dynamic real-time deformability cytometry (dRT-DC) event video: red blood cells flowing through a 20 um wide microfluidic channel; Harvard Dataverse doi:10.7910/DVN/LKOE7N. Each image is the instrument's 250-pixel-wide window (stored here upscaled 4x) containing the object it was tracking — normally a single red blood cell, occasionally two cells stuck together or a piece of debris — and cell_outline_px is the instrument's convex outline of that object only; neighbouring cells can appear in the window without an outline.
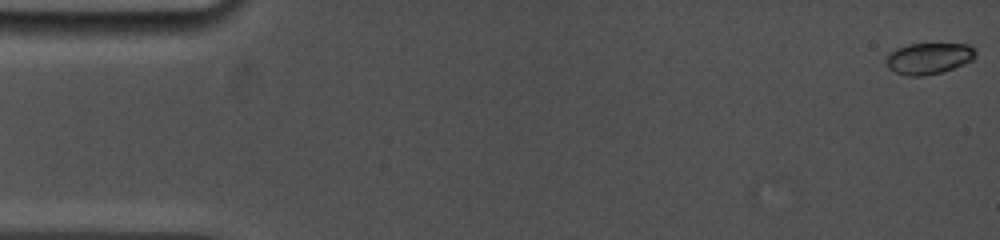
{"species": "common noctule bat (a hibernating species)", "species_latin": "Nyctalus noctula", "temperature_condition": "cold", "stored_images_in_passage": 42, "camera_frame_rate_fps": 5000, "um_per_image_px": 0.085, "animal": {"sex": "female", "body_mass_g": 19.0, "forearm_length_mm": 53.3}, "frame": {"image": 1, "passage_image": 1, "time_ms": 0.0, "image_size_px": [1000, 240], "cell_outline_px": [[976, 56], [972, 60], [964, 64], [940, 72], [924, 76], [908, 76], [896, 72], [888, 68], [884, 60], [888, 52], [896, 48], [908, 44], [968, 44], [976, 52]], "centroid_in_image_um": [78.89, 4.96], "position_along_channel_um": 6.1, "area_um2": 16.36}}
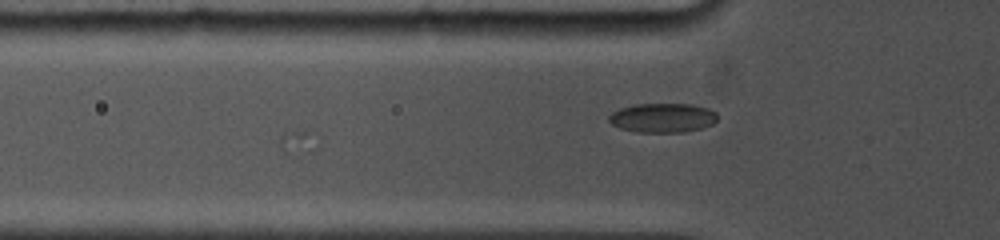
{"frame": {"image": 2, "passage_image": 42, "time_ms": 5.2, "image_size_px": [1000, 240], "cell_outline_px": [[716, 120], [712, 124], [700, 128], [684, 132], [636, 132], [620, 128], [612, 124], [608, 120], [608, 116], [612, 112], [620, 108], [636, 104], [692, 104], [708, 108], [716, 112]], "centroid_in_image_um": [56.3, 10.01], "position_along_channel_um": 69.5, "area_um2": 18.5}}